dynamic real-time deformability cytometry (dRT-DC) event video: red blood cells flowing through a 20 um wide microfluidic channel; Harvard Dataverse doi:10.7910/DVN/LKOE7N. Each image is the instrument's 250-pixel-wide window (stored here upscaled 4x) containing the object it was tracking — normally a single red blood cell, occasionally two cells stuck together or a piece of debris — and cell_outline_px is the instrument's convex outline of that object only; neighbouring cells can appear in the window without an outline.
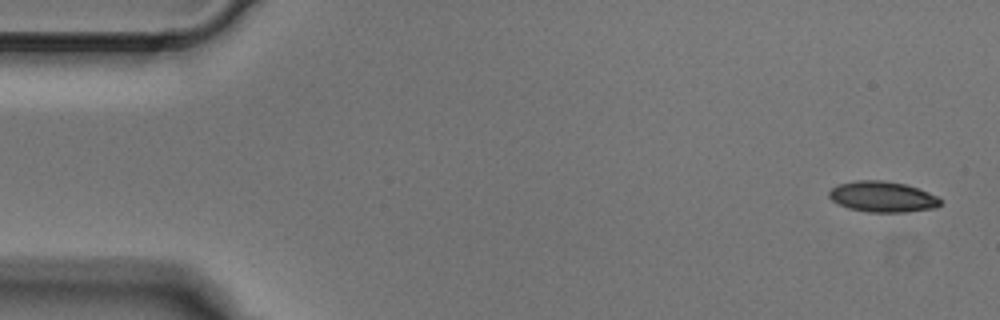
{"species": "Egyptian fruit bat (a non-hibernating species)", "species_latin": "Rousettus aegyptiacus", "temperature_condition": "cold", "stored_images_in_passage": 4, "camera_frame_rate_fps": 3000, "um_per_image_px": 0.085, "animal": {"sex": "male"}, "frame": {"image": 1, "passage_image": 1, "time_ms": 0.0, "image_size_px": [1000, 320], "cell_outline_px": [[940, 204], [936, 208], [908, 212], [868, 212], [848, 208], [836, 204], [828, 196], [828, 192], [836, 184], [856, 180], [880, 180], [904, 184], [928, 192], [936, 196], [940, 200]], "centroid_in_image_um": [74.96, 16.73], "position_along_channel_um": 10.0, "area_um2": 20.0}}
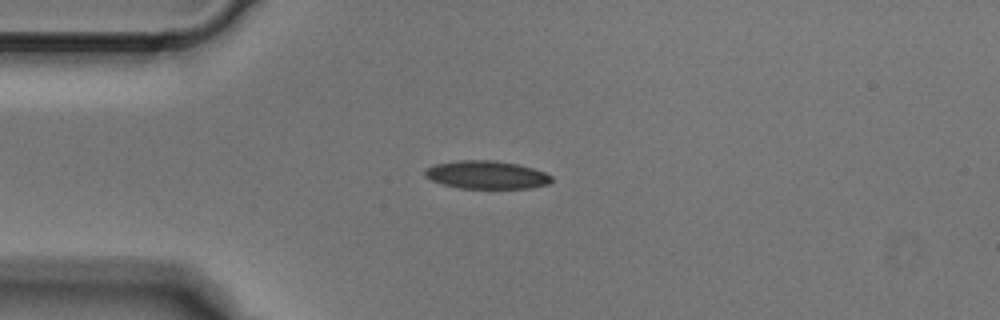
{"frame": {"image": 2, "passage_image": 4, "time_ms": 1.0, "image_size_px": [1000, 320], "cell_outline_px": [[552, 180], [548, 184], [528, 188], [460, 188], [444, 184], [432, 180], [424, 176], [424, 168], [436, 164], [460, 160], [496, 160], [516, 164], [532, 168], [544, 172], [552, 176]], "centroid_in_image_um": [41.34, 14.85], "position_along_channel_um": 43.7, "area_um2": 20.58}}